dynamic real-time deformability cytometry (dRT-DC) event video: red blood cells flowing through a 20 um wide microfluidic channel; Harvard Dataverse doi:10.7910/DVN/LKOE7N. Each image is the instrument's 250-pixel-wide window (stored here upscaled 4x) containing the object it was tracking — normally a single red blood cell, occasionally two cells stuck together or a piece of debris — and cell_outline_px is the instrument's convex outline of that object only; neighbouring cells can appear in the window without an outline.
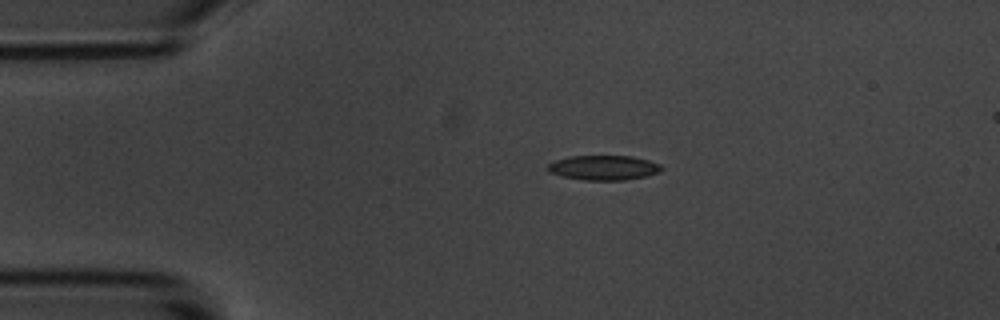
{"species": "common noctule bat (a hibernating species)", "species_latin": "Nyctalus noctula", "temperature_condition": "room temperature", "stored_images_in_passage": 8, "camera_frame_rate_fps": 3000, "um_per_image_px": 0.085, "animal": {"sex": "male", "body_mass_g": 20.1, "forearm_length_mm": 53.5}, "frame": {"image": 1, "passage_image": 3, "time_ms": 2.333, "image_size_px": [1000, 320], "cell_outline_px": [[664, 168], [660, 172], [644, 176], [624, 180], [584, 180], [560, 176], [548, 172], [548, 164], [556, 160], [568, 156], [632, 156], [648, 160], [660, 164]], "centroid_in_image_um": [51.3, 14.25], "position_along_channel_um": 33.7, "area_um2": 16.42}}
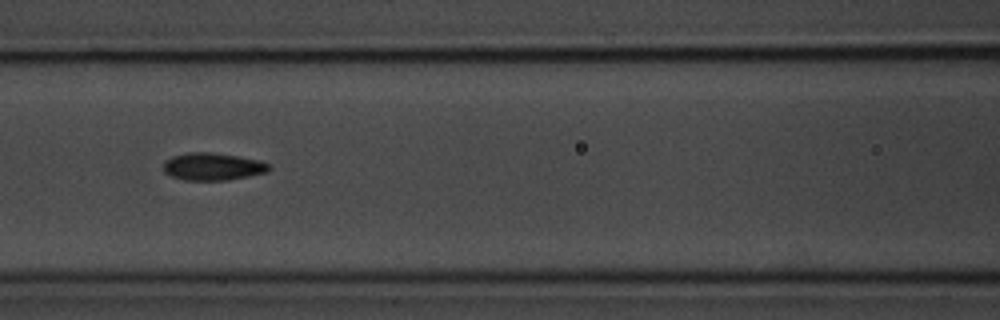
{"frame": {"image": 2, "passage_image": 7, "time_ms": 6.667, "image_size_px": [1000, 320], "cell_outline_px": [[272, 168], [268, 172], [228, 180], [184, 180], [172, 176], [164, 172], [164, 160], [172, 156], [188, 152], [212, 152], [260, 160], [272, 164]], "centroid_in_image_um": [18.11, 14.15], "position_along_channel_um": 148.5, "area_um2": 17.05}}
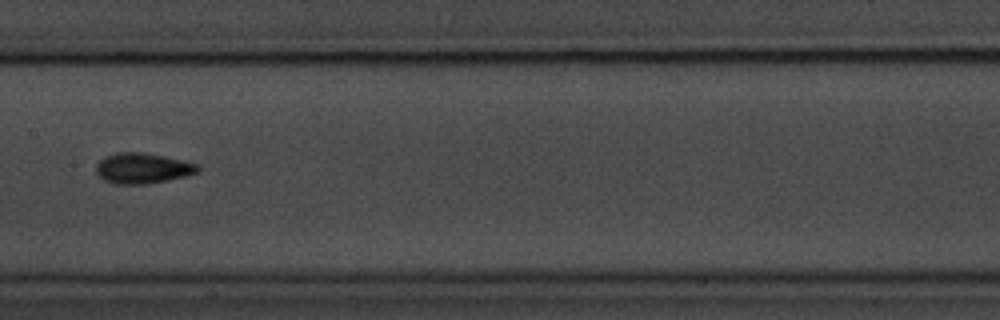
{"frame": {"image": 3, "passage_image": 8, "time_ms": 8.0, "image_size_px": [1000, 320], "cell_outline_px": [[200, 172], [168, 180], [148, 184], [112, 184], [96, 176], [96, 164], [104, 156], [120, 152], [140, 152], [164, 156], [196, 164], [200, 168]], "centroid_in_image_um": [12.07, 14.31], "position_along_channel_um": 195.3, "area_um2": 18.15}}